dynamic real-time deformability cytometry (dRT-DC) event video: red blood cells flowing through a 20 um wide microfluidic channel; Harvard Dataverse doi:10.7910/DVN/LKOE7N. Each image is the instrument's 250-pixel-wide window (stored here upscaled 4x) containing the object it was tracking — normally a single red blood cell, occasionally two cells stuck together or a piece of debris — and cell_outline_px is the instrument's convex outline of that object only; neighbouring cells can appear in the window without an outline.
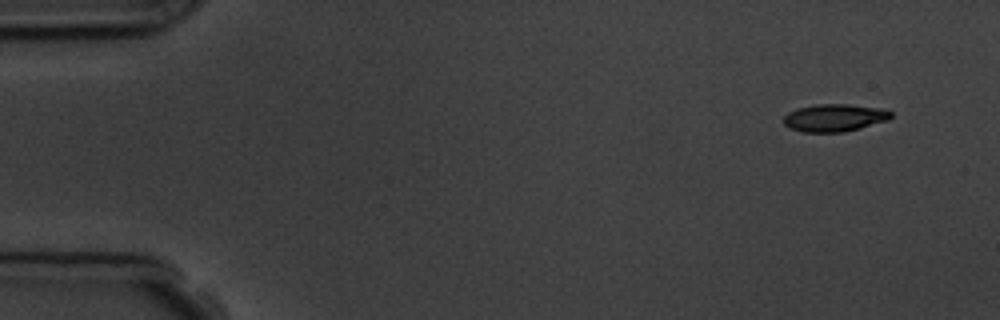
{"species": "common noctule bat (a hibernating species)", "species_latin": "Nyctalus noctula", "temperature_condition": "room temperature", "stored_images_in_passage": 10, "camera_frame_rate_fps": 3000, "um_per_image_px": 0.085, "animal": {"sex": "male", "body_mass_g": 19.5, "forearm_length_mm": 54.6}, "frame": {"image": 1, "passage_image": 1, "time_ms": 0.0, "image_size_px": [1000, 320], "cell_outline_px": [[892, 116], [888, 120], [860, 128], [844, 132], [804, 132], [788, 128], [784, 124], [784, 116], [788, 112], [796, 108], [816, 104], [848, 104], [880, 108], [892, 112]], "centroid_in_image_um": [70.91, 10.01], "position_along_channel_um": 14.1, "area_um2": 17.28}}
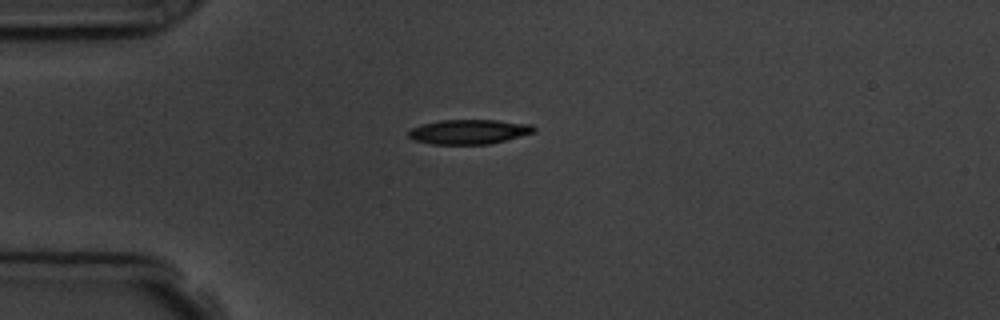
{"frame": {"image": 2, "passage_image": 4, "time_ms": 3.333, "image_size_px": [1000, 320], "cell_outline_px": [[536, 132], [488, 144], [432, 144], [412, 140], [408, 136], [408, 132], [412, 128], [420, 124], [440, 120], [496, 120], [532, 124], [536, 128]], "centroid_in_image_um": [39.84, 11.19], "position_along_channel_um": 45.2, "area_um2": 18.03}}
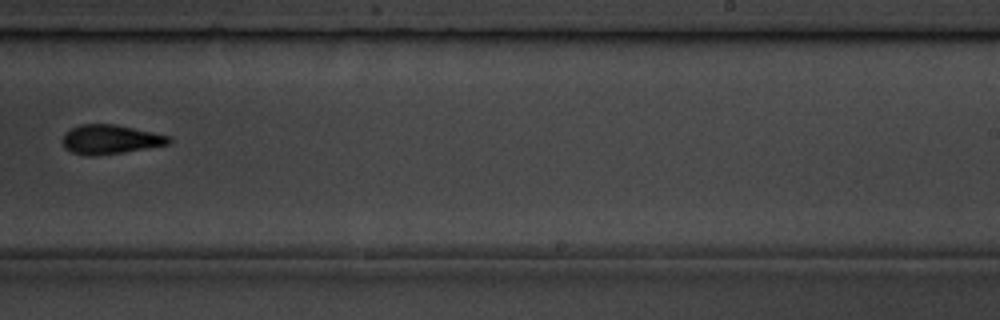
{"frame": {"image": 3, "passage_image": 10, "time_ms": 10.0, "image_size_px": [1000, 320], "cell_outline_px": [[172, 140], [168, 144], [124, 152], [92, 156], [88, 156], [72, 152], [64, 148], [60, 140], [64, 132], [80, 124], [116, 124], [172, 136]], "centroid_in_image_um": [9.34, 11.84], "position_along_channel_um": 279.7, "area_um2": 18.32}}